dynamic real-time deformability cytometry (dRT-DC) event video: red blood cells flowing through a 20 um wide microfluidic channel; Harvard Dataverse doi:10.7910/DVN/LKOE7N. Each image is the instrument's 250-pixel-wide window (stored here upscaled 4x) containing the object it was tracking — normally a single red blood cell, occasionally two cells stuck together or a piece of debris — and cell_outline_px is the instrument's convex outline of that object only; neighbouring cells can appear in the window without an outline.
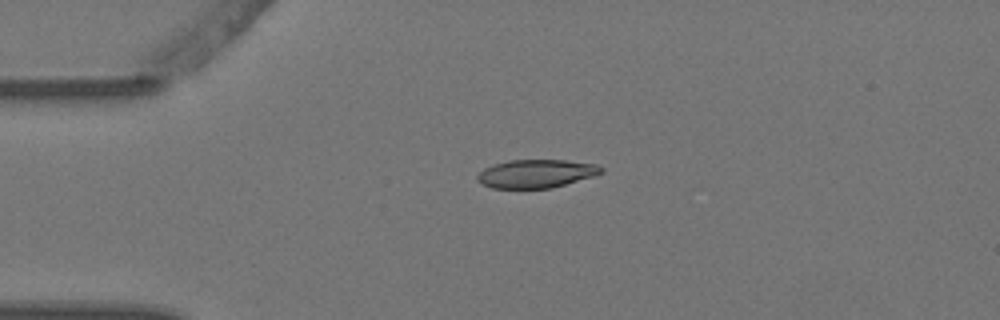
{"species": "Egyptian fruit bat (a non-hibernating species)", "species_latin": "Rousettus aegyptiacus", "temperature_condition": "warm", "stored_images_in_passage": 2, "camera_frame_rate_fps": 3000, "um_per_image_px": 0.085, "animal": {"sex": "female"}, "frame": {"image": 1, "passage_image": 1, "time_ms": 0.0, "image_size_px": [1000, 320], "cell_outline_px": [[604, 172], [592, 176], [552, 188], [492, 188], [476, 180], [476, 176], [484, 168], [508, 160], [564, 160], [596, 164], [604, 168]], "centroid_in_image_um": [45.58, 14.76], "position_along_channel_um": 39.4, "area_um2": 20.29}}